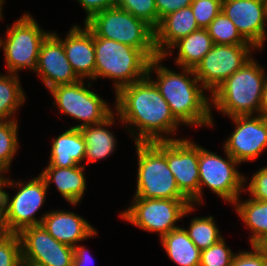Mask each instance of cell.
<instances>
[{"mask_svg": "<svg viewBox=\"0 0 267 266\" xmlns=\"http://www.w3.org/2000/svg\"><path fill=\"white\" fill-rule=\"evenodd\" d=\"M115 95L119 120L128 126L127 129L137 128V133L129 130L135 143L174 140L163 134H175L181 123L171 113L168 103L148 76L121 88Z\"/></svg>", "mask_w": 267, "mask_h": 266, "instance_id": "1", "label": "cell"}, {"mask_svg": "<svg viewBox=\"0 0 267 266\" xmlns=\"http://www.w3.org/2000/svg\"><path fill=\"white\" fill-rule=\"evenodd\" d=\"M162 60H165L162 56L150 60L147 76L158 87L174 117L186 126H213L211 98L204 94L205 88L195 76L194 69L182 67L183 72L177 73L163 66ZM153 71L156 80L150 76Z\"/></svg>", "mask_w": 267, "mask_h": 266, "instance_id": "2", "label": "cell"}, {"mask_svg": "<svg viewBox=\"0 0 267 266\" xmlns=\"http://www.w3.org/2000/svg\"><path fill=\"white\" fill-rule=\"evenodd\" d=\"M266 82L264 67L252 57L210 95L211 106L230 118L258 115Z\"/></svg>", "mask_w": 267, "mask_h": 266, "instance_id": "3", "label": "cell"}, {"mask_svg": "<svg viewBox=\"0 0 267 266\" xmlns=\"http://www.w3.org/2000/svg\"><path fill=\"white\" fill-rule=\"evenodd\" d=\"M94 48L95 80L113 79L115 93L147 76L150 59L141 50L101 37H94Z\"/></svg>", "mask_w": 267, "mask_h": 266, "instance_id": "4", "label": "cell"}, {"mask_svg": "<svg viewBox=\"0 0 267 266\" xmlns=\"http://www.w3.org/2000/svg\"><path fill=\"white\" fill-rule=\"evenodd\" d=\"M138 170L134 197L154 199H187L178 189L176 179L168 168L166 140L135 143Z\"/></svg>", "mask_w": 267, "mask_h": 266, "instance_id": "5", "label": "cell"}, {"mask_svg": "<svg viewBox=\"0 0 267 266\" xmlns=\"http://www.w3.org/2000/svg\"><path fill=\"white\" fill-rule=\"evenodd\" d=\"M84 24L94 37H101L141 50L150 60L158 57L154 29L142 19L118 7L94 14Z\"/></svg>", "mask_w": 267, "mask_h": 266, "instance_id": "6", "label": "cell"}, {"mask_svg": "<svg viewBox=\"0 0 267 266\" xmlns=\"http://www.w3.org/2000/svg\"><path fill=\"white\" fill-rule=\"evenodd\" d=\"M6 187H18L17 192L10 199ZM48 187L44 178L39 174L27 183L12 181L3 177L0 198L3 201L7 227L11 233L19 234L24 228L41 225L45 216L36 218V213L45 203Z\"/></svg>", "mask_w": 267, "mask_h": 266, "instance_id": "7", "label": "cell"}, {"mask_svg": "<svg viewBox=\"0 0 267 266\" xmlns=\"http://www.w3.org/2000/svg\"><path fill=\"white\" fill-rule=\"evenodd\" d=\"M120 217L147 232H156L159 238L178 228L176 222L195 210L188 199H146L134 197Z\"/></svg>", "mask_w": 267, "mask_h": 266, "instance_id": "8", "label": "cell"}, {"mask_svg": "<svg viewBox=\"0 0 267 266\" xmlns=\"http://www.w3.org/2000/svg\"><path fill=\"white\" fill-rule=\"evenodd\" d=\"M49 33L29 13H24L11 27L7 25L6 38L0 37L7 71L18 74L28 68L34 72L41 43Z\"/></svg>", "mask_w": 267, "mask_h": 266, "instance_id": "9", "label": "cell"}, {"mask_svg": "<svg viewBox=\"0 0 267 266\" xmlns=\"http://www.w3.org/2000/svg\"><path fill=\"white\" fill-rule=\"evenodd\" d=\"M224 153L226 160L199 145V205L202 204L203 185L230 204L245 191L246 178L236 167L240 163L225 150Z\"/></svg>", "mask_w": 267, "mask_h": 266, "instance_id": "10", "label": "cell"}, {"mask_svg": "<svg viewBox=\"0 0 267 266\" xmlns=\"http://www.w3.org/2000/svg\"><path fill=\"white\" fill-rule=\"evenodd\" d=\"M84 83L85 81L81 79L71 84L57 85L49 89L54 97L53 106L57 105L63 114L81 122L71 128L100 123L114 112L108 102L106 103L97 93L88 89L92 86L90 82L87 83L88 87H85Z\"/></svg>", "mask_w": 267, "mask_h": 266, "instance_id": "11", "label": "cell"}, {"mask_svg": "<svg viewBox=\"0 0 267 266\" xmlns=\"http://www.w3.org/2000/svg\"><path fill=\"white\" fill-rule=\"evenodd\" d=\"M254 49L256 48L252 44H213L211 50L195 66V76L212 94L218 86L252 58L251 52Z\"/></svg>", "mask_w": 267, "mask_h": 266, "instance_id": "12", "label": "cell"}, {"mask_svg": "<svg viewBox=\"0 0 267 266\" xmlns=\"http://www.w3.org/2000/svg\"><path fill=\"white\" fill-rule=\"evenodd\" d=\"M18 235L23 266H72L73 247L57 241L42 225L24 228Z\"/></svg>", "mask_w": 267, "mask_h": 266, "instance_id": "13", "label": "cell"}, {"mask_svg": "<svg viewBox=\"0 0 267 266\" xmlns=\"http://www.w3.org/2000/svg\"><path fill=\"white\" fill-rule=\"evenodd\" d=\"M166 160L180 192L192 205H198L199 145L183 138L166 140Z\"/></svg>", "mask_w": 267, "mask_h": 266, "instance_id": "14", "label": "cell"}, {"mask_svg": "<svg viewBox=\"0 0 267 266\" xmlns=\"http://www.w3.org/2000/svg\"><path fill=\"white\" fill-rule=\"evenodd\" d=\"M235 130L224 143V150L236 161L257 159L267 148V121L260 115L231 117Z\"/></svg>", "mask_w": 267, "mask_h": 266, "instance_id": "15", "label": "cell"}, {"mask_svg": "<svg viewBox=\"0 0 267 266\" xmlns=\"http://www.w3.org/2000/svg\"><path fill=\"white\" fill-rule=\"evenodd\" d=\"M221 11L241 36L259 51L265 44L267 6L265 0H222Z\"/></svg>", "mask_w": 267, "mask_h": 266, "instance_id": "16", "label": "cell"}, {"mask_svg": "<svg viewBox=\"0 0 267 266\" xmlns=\"http://www.w3.org/2000/svg\"><path fill=\"white\" fill-rule=\"evenodd\" d=\"M49 90L54 86L81 80L70 65L57 33L50 32L42 41L34 70Z\"/></svg>", "mask_w": 267, "mask_h": 266, "instance_id": "17", "label": "cell"}, {"mask_svg": "<svg viewBox=\"0 0 267 266\" xmlns=\"http://www.w3.org/2000/svg\"><path fill=\"white\" fill-rule=\"evenodd\" d=\"M83 28L74 25L65 39L58 38L61 39L66 57L76 75L82 80H95L94 36L85 24Z\"/></svg>", "mask_w": 267, "mask_h": 266, "instance_id": "18", "label": "cell"}, {"mask_svg": "<svg viewBox=\"0 0 267 266\" xmlns=\"http://www.w3.org/2000/svg\"><path fill=\"white\" fill-rule=\"evenodd\" d=\"M41 225L57 241L71 247L98 234L87 220L67 210L45 212Z\"/></svg>", "mask_w": 267, "mask_h": 266, "instance_id": "19", "label": "cell"}, {"mask_svg": "<svg viewBox=\"0 0 267 266\" xmlns=\"http://www.w3.org/2000/svg\"><path fill=\"white\" fill-rule=\"evenodd\" d=\"M200 29L191 6L164 16L154 29L155 49L158 56H163L179 39Z\"/></svg>", "mask_w": 267, "mask_h": 266, "instance_id": "20", "label": "cell"}, {"mask_svg": "<svg viewBox=\"0 0 267 266\" xmlns=\"http://www.w3.org/2000/svg\"><path fill=\"white\" fill-rule=\"evenodd\" d=\"M84 168V165L60 168L52 167L48 164L40 175L44 178L48 188L51 182H54L63 198L68 201L70 205L75 206L80 203L86 190Z\"/></svg>", "mask_w": 267, "mask_h": 266, "instance_id": "21", "label": "cell"}, {"mask_svg": "<svg viewBox=\"0 0 267 266\" xmlns=\"http://www.w3.org/2000/svg\"><path fill=\"white\" fill-rule=\"evenodd\" d=\"M85 152L86 144L80 128H68L53 139L49 165L60 168L82 165Z\"/></svg>", "mask_w": 267, "mask_h": 266, "instance_id": "22", "label": "cell"}, {"mask_svg": "<svg viewBox=\"0 0 267 266\" xmlns=\"http://www.w3.org/2000/svg\"><path fill=\"white\" fill-rule=\"evenodd\" d=\"M115 113L113 112L104 121L81 127V133L86 144L85 159L90 163L102 160L116 149L115 135L106 128L115 124ZM114 135V136H113Z\"/></svg>", "mask_w": 267, "mask_h": 266, "instance_id": "23", "label": "cell"}, {"mask_svg": "<svg viewBox=\"0 0 267 266\" xmlns=\"http://www.w3.org/2000/svg\"><path fill=\"white\" fill-rule=\"evenodd\" d=\"M213 41L207 29H198L186 37L179 39L163 54V58L172 55V48H178L175 63L180 67L195 68L202 58L211 50Z\"/></svg>", "mask_w": 267, "mask_h": 266, "instance_id": "24", "label": "cell"}, {"mask_svg": "<svg viewBox=\"0 0 267 266\" xmlns=\"http://www.w3.org/2000/svg\"><path fill=\"white\" fill-rule=\"evenodd\" d=\"M162 247L178 266H199L201 250L189 238L185 228L178 227L161 237Z\"/></svg>", "mask_w": 267, "mask_h": 266, "instance_id": "25", "label": "cell"}, {"mask_svg": "<svg viewBox=\"0 0 267 266\" xmlns=\"http://www.w3.org/2000/svg\"><path fill=\"white\" fill-rule=\"evenodd\" d=\"M238 197L233 203L238 216L244 224L251 230L249 238L251 246L260 238L267 236V201L249 198L239 200Z\"/></svg>", "mask_w": 267, "mask_h": 266, "instance_id": "26", "label": "cell"}, {"mask_svg": "<svg viewBox=\"0 0 267 266\" xmlns=\"http://www.w3.org/2000/svg\"><path fill=\"white\" fill-rule=\"evenodd\" d=\"M17 74H0V122L16 120L15 112L26 101Z\"/></svg>", "mask_w": 267, "mask_h": 266, "instance_id": "27", "label": "cell"}, {"mask_svg": "<svg viewBox=\"0 0 267 266\" xmlns=\"http://www.w3.org/2000/svg\"><path fill=\"white\" fill-rule=\"evenodd\" d=\"M185 230L189 238L200 250L213 246L223 238L211 215L208 217L192 218L189 227Z\"/></svg>", "mask_w": 267, "mask_h": 266, "instance_id": "28", "label": "cell"}, {"mask_svg": "<svg viewBox=\"0 0 267 266\" xmlns=\"http://www.w3.org/2000/svg\"><path fill=\"white\" fill-rule=\"evenodd\" d=\"M18 127L17 120L0 122V170L4 174L18 151Z\"/></svg>", "mask_w": 267, "mask_h": 266, "instance_id": "29", "label": "cell"}, {"mask_svg": "<svg viewBox=\"0 0 267 266\" xmlns=\"http://www.w3.org/2000/svg\"><path fill=\"white\" fill-rule=\"evenodd\" d=\"M206 29L214 44H250L241 36L234 23L222 11Z\"/></svg>", "mask_w": 267, "mask_h": 266, "instance_id": "30", "label": "cell"}, {"mask_svg": "<svg viewBox=\"0 0 267 266\" xmlns=\"http://www.w3.org/2000/svg\"><path fill=\"white\" fill-rule=\"evenodd\" d=\"M115 7L142 19L153 29L158 26V12L155 0H117Z\"/></svg>", "mask_w": 267, "mask_h": 266, "instance_id": "31", "label": "cell"}, {"mask_svg": "<svg viewBox=\"0 0 267 266\" xmlns=\"http://www.w3.org/2000/svg\"><path fill=\"white\" fill-rule=\"evenodd\" d=\"M221 238L213 246L201 250L199 266H230L234 253Z\"/></svg>", "mask_w": 267, "mask_h": 266, "instance_id": "32", "label": "cell"}, {"mask_svg": "<svg viewBox=\"0 0 267 266\" xmlns=\"http://www.w3.org/2000/svg\"><path fill=\"white\" fill-rule=\"evenodd\" d=\"M0 266H23L18 234L11 233L0 240Z\"/></svg>", "mask_w": 267, "mask_h": 266, "instance_id": "33", "label": "cell"}, {"mask_svg": "<svg viewBox=\"0 0 267 266\" xmlns=\"http://www.w3.org/2000/svg\"><path fill=\"white\" fill-rule=\"evenodd\" d=\"M221 5L222 0H193L190 6L199 28L208 27L221 12Z\"/></svg>", "mask_w": 267, "mask_h": 266, "instance_id": "34", "label": "cell"}, {"mask_svg": "<svg viewBox=\"0 0 267 266\" xmlns=\"http://www.w3.org/2000/svg\"><path fill=\"white\" fill-rule=\"evenodd\" d=\"M251 177L245 192L247 190L252 199L267 201V166L257 170Z\"/></svg>", "mask_w": 267, "mask_h": 266, "instance_id": "35", "label": "cell"}, {"mask_svg": "<svg viewBox=\"0 0 267 266\" xmlns=\"http://www.w3.org/2000/svg\"><path fill=\"white\" fill-rule=\"evenodd\" d=\"M252 251H240L235 253L230 266H267L262 255L251 246Z\"/></svg>", "mask_w": 267, "mask_h": 266, "instance_id": "36", "label": "cell"}, {"mask_svg": "<svg viewBox=\"0 0 267 266\" xmlns=\"http://www.w3.org/2000/svg\"><path fill=\"white\" fill-rule=\"evenodd\" d=\"M158 12V24L160 20L175 11L190 6L193 0H155Z\"/></svg>", "mask_w": 267, "mask_h": 266, "instance_id": "37", "label": "cell"}, {"mask_svg": "<svg viewBox=\"0 0 267 266\" xmlns=\"http://www.w3.org/2000/svg\"><path fill=\"white\" fill-rule=\"evenodd\" d=\"M80 6L83 7L86 15L85 22L88 21L94 14L105 9L113 8L117 0H77Z\"/></svg>", "mask_w": 267, "mask_h": 266, "instance_id": "38", "label": "cell"}, {"mask_svg": "<svg viewBox=\"0 0 267 266\" xmlns=\"http://www.w3.org/2000/svg\"><path fill=\"white\" fill-rule=\"evenodd\" d=\"M74 255L72 260V266H89L93 262V257L88 254V250L83 245H76L73 247Z\"/></svg>", "mask_w": 267, "mask_h": 266, "instance_id": "39", "label": "cell"}, {"mask_svg": "<svg viewBox=\"0 0 267 266\" xmlns=\"http://www.w3.org/2000/svg\"><path fill=\"white\" fill-rule=\"evenodd\" d=\"M10 234L11 232L6 223L3 201L0 198V240L4 239Z\"/></svg>", "mask_w": 267, "mask_h": 266, "instance_id": "40", "label": "cell"}, {"mask_svg": "<svg viewBox=\"0 0 267 266\" xmlns=\"http://www.w3.org/2000/svg\"><path fill=\"white\" fill-rule=\"evenodd\" d=\"M253 246L262 255L263 259L267 263V236L260 238L253 244Z\"/></svg>", "mask_w": 267, "mask_h": 266, "instance_id": "41", "label": "cell"}, {"mask_svg": "<svg viewBox=\"0 0 267 266\" xmlns=\"http://www.w3.org/2000/svg\"><path fill=\"white\" fill-rule=\"evenodd\" d=\"M258 115L262 116L265 119L267 118V82L263 91L261 106Z\"/></svg>", "mask_w": 267, "mask_h": 266, "instance_id": "42", "label": "cell"}, {"mask_svg": "<svg viewBox=\"0 0 267 266\" xmlns=\"http://www.w3.org/2000/svg\"><path fill=\"white\" fill-rule=\"evenodd\" d=\"M3 3H4V0H0V19H3L2 18Z\"/></svg>", "mask_w": 267, "mask_h": 266, "instance_id": "43", "label": "cell"}, {"mask_svg": "<svg viewBox=\"0 0 267 266\" xmlns=\"http://www.w3.org/2000/svg\"><path fill=\"white\" fill-rule=\"evenodd\" d=\"M2 174H4V173L0 170V189H1L2 179L4 177Z\"/></svg>", "mask_w": 267, "mask_h": 266, "instance_id": "44", "label": "cell"}]
</instances>
